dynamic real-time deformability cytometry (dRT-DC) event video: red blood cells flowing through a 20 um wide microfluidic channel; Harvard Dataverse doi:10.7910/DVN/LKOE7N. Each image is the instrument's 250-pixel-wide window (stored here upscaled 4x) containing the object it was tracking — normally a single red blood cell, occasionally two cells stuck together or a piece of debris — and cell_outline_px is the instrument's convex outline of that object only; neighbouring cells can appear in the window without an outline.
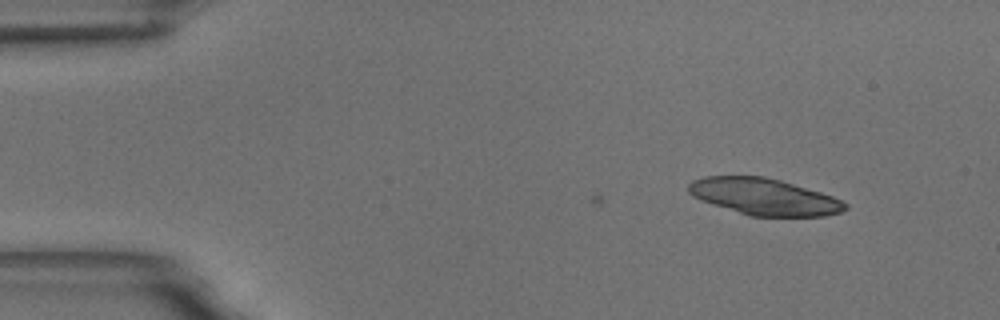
{"species": "common noctule bat (a hibernating species)", "species_latin": "Nyctalus noctula", "temperature_condition": "room temperature", "stored_images_in_passage": 8, "camera_frame_rate_fps": 3000, "um_per_image_px": 0.085, "animal": {"sex": "male", "body_mass_g": 18.8}, "frame": {"image": 1, "passage_image": 8, "time_ms": 2.333, "image_size_px": [1000, 320], "cell_outline_px": [[848, 208], [840, 212], [824, 216], [748, 216], [700, 200], [692, 196], [688, 192], [688, 184], [692, 180], [704, 176], [764, 176], [780, 180], [820, 192], [832, 196], [848, 204]], "centroid_in_image_um": [64.91, 16.72], "position_along_channel_um": 20.1, "area_um2": 33.41}}